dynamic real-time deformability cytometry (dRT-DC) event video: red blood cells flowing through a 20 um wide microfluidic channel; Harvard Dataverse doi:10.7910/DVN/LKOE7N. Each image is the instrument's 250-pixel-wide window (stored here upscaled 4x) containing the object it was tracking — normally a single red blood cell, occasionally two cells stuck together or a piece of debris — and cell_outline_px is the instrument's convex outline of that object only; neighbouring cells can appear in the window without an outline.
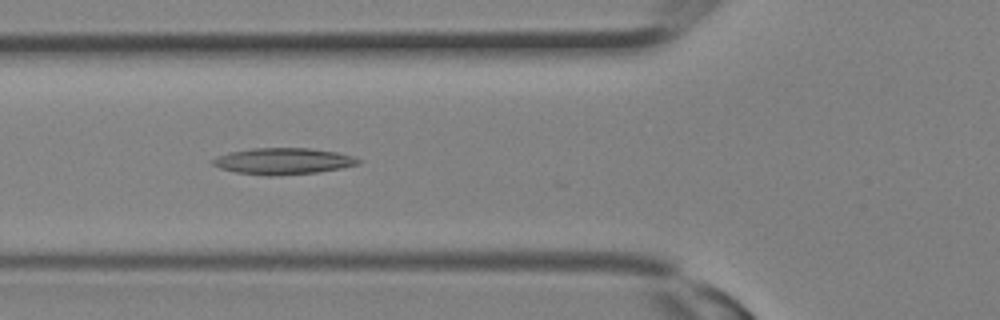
{"species": "Egyptian fruit bat (a non-hibernating species)", "species_latin": "Rousettus aegyptiacus", "temperature_condition": "room temperature", "stored_images_in_passage": 12, "camera_frame_rate_fps": 3000, "um_per_image_px": 0.085, "animal": {"sex": "female"}, "frame": {"image": 1, "passage_image": 10, "time_ms": 3.0, "image_size_px": [1000, 320], "cell_outline_px": [[360, 164], [320, 172], [272, 176], [268, 176], [236, 172], [220, 168], [212, 164], [212, 160], [220, 156], [232, 152], [252, 148], [308, 148], [336, 152], [352, 156], [360, 160]], "centroid_in_image_um": [24.09, 13.7], "position_along_channel_um": 101.7, "area_um2": 22.14}}